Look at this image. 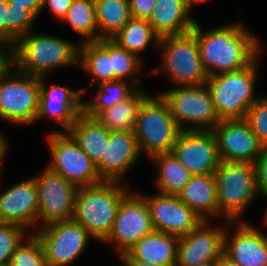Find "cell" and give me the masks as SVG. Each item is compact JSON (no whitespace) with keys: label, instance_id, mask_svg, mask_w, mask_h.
<instances>
[{"label":"cell","instance_id":"cell-1","mask_svg":"<svg viewBox=\"0 0 267 266\" xmlns=\"http://www.w3.org/2000/svg\"><path fill=\"white\" fill-rule=\"evenodd\" d=\"M234 22L202 32L199 23L191 30L199 45L200 56L209 76L234 72L249 66L262 52L259 39Z\"/></svg>","mask_w":267,"mask_h":266},{"label":"cell","instance_id":"cell-2","mask_svg":"<svg viewBox=\"0 0 267 266\" xmlns=\"http://www.w3.org/2000/svg\"><path fill=\"white\" fill-rule=\"evenodd\" d=\"M79 45L57 36L29 32L10 48L14 69L36 77L51 70L78 64Z\"/></svg>","mask_w":267,"mask_h":266},{"label":"cell","instance_id":"cell-3","mask_svg":"<svg viewBox=\"0 0 267 266\" xmlns=\"http://www.w3.org/2000/svg\"><path fill=\"white\" fill-rule=\"evenodd\" d=\"M129 192L121 182H106L81 187L75 196L73 220L82 225L93 239L109 236L122 198Z\"/></svg>","mask_w":267,"mask_h":266},{"label":"cell","instance_id":"cell-4","mask_svg":"<svg viewBox=\"0 0 267 266\" xmlns=\"http://www.w3.org/2000/svg\"><path fill=\"white\" fill-rule=\"evenodd\" d=\"M257 59L247 67L209 76L206 86L220 120L244 119L258 100L255 96Z\"/></svg>","mask_w":267,"mask_h":266},{"label":"cell","instance_id":"cell-5","mask_svg":"<svg viewBox=\"0 0 267 266\" xmlns=\"http://www.w3.org/2000/svg\"><path fill=\"white\" fill-rule=\"evenodd\" d=\"M214 176L219 215L225 221L240 222L241 215L259 194L255 165L249 162L220 161Z\"/></svg>","mask_w":267,"mask_h":266},{"label":"cell","instance_id":"cell-6","mask_svg":"<svg viewBox=\"0 0 267 266\" xmlns=\"http://www.w3.org/2000/svg\"><path fill=\"white\" fill-rule=\"evenodd\" d=\"M182 131L167 102L159 94H151L141 104L134 133L140 152L149 157L170 153Z\"/></svg>","mask_w":267,"mask_h":266},{"label":"cell","instance_id":"cell-7","mask_svg":"<svg viewBox=\"0 0 267 266\" xmlns=\"http://www.w3.org/2000/svg\"><path fill=\"white\" fill-rule=\"evenodd\" d=\"M162 66L154 69L166 73L177 86L206 85L209 77L205 71L196 35L190 31L181 35L160 38Z\"/></svg>","mask_w":267,"mask_h":266},{"label":"cell","instance_id":"cell-8","mask_svg":"<svg viewBox=\"0 0 267 266\" xmlns=\"http://www.w3.org/2000/svg\"><path fill=\"white\" fill-rule=\"evenodd\" d=\"M13 72L10 63L0 74V119L16 124H33L39 110V77L19 70Z\"/></svg>","mask_w":267,"mask_h":266},{"label":"cell","instance_id":"cell-9","mask_svg":"<svg viewBox=\"0 0 267 266\" xmlns=\"http://www.w3.org/2000/svg\"><path fill=\"white\" fill-rule=\"evenodd\" d=\"M160 95L169 105L173 118L182 130L212 131L220 122L206 85L177 86Z\"/></svg>","mask_w":267,"mask_h":266},{"label":"cell","instance_id":"cell-10","mask_svg":"<svg viewBox=\"0 0 267 266\" xmlns=\"http://www.w3.org/2000/svg\"><path fill=\"white\" fill-rule=\"evenodd\" d=\"M51 161L47 165L77 188L102 183L96 165L68 132L52 131L46 135Z\"/></svg>","mask_w":267,"mask_h":266},{"label":"cell","instance_id":"cell-11","mask_svg":"<svg viewBox=\"0 0 267 266\" xmlns=\"http://www.w3.org/2000/svg\"><path fill=\"white\" fill-rule=\"evenodd\" d=\"M154 230L145 197L142 193L129 191L122 198L112 230L103 242L113 244L119 257Z\"/></svg>","mask_w":267,"mask_h":266},{"label":"cell","instance_id":"cell-12","mask_svg":"<svg viewBox=\"0 0 267 266\" xmlns=\"http://www.w3.org/2000/svg\"><path fill=\"white\" fill-rule=\"evenodd\" d=\"M42 243L48 266H68L84 252L89 232L72 220L50 223L35 230Z\"/></svg>","mask_w":267,"mask_h":266},{"label":"cell","instance_id":"cell-13","mask_svg":"<svg viewBox=\"0 0 267 266\" xmlns=\"http://www.w3.org/2000/svg\"><path fill=\"white\" fill-rule=\"evenodd\" d=\"M41 227L73 219L77 187L49 167L35 175ZM40 221V222H39Z\"/></svg>","mask_w":267,"mask_h":266},{"label":"cell","instance_id":"cell-14","mask_svg":"<svg viewBox=\"0 0 267 266\" xmlns=\"http://www.w3.org/2000/svg\"><path fill=\"white\" fill-rule=\"evenodd\" d=\"M172 153L193 176L214 174L220 163L213 131L182 130Z\"/></svg>","mask_w":267,"mask_h":266},{"label":"cell","instance_id":"cell-15","mask_svg":"<svg viewBox=\"0 0 267 266\" xmlns=\"http://www.w3.org/2000/svg\"><path fill=\"white\" fill-rule=\"evenodd\" d=\"M212 131L220 161L254 164L264 148L244 119L220 120Z\"/></svg>","mask_w":267,"mask_h":266},{"label":"cell","instance_id":"cell-16","mask_svg":"<svg viewBox=\"0 0 267 266\" xmlns=\"http://www.w3.org/2000/svg\"><path fill=\"white\" fill-rule=\"evenodd\" d=\"M228 223L224 222V228H211L208 220H204L193 231L180 236L176 266H197L216 262L223 255L225 228Z\"/></svg>","mask_w":267,"mask_h":266},{"label":"cell","instance_id":"cell-17","mask_svg":"<svg viewBox=\"0 0 267 266\" xmlns=\"http://www.w3.org/2000/svg\"><path fill=\"white\" fill-rule=\"evenodd\" d=\"M142 195L145 197L156 231L180 237L190 233L204 221L181 201L178 195Z\"/></svg>","mask_w":267,"mask_h":266},{"label":"cell","instance_id":"cell-18","mask_svg":"<svg viewBox=\"0 0 267 266\" xmlns=\"http://www.w3.org/2000/svg\"><path fill=\"white\" fill-rule=\"evenodd\" d=\"M233 224L237 225L232 236L228 229ZM223 255L238 266H267V234L245 221L229 222Z\"/></svg>","mask_w":267,"mask_h":266},{"label":"cell","instance_id":"cell-19","mask_svg":"<svg viewBox=\"0 0 267 266\" xmlns=\"http://www.w3.org/2000/svg\"><path fill=\"white\" fill-rule=\"evenodd\" d=\"M45 76L39 77V110L37 120L53 117L67 132L78 116L83 113L82 94L87 89L72 90L69 86L51 85L47 87Z\"/></svg>","mask_w":267,"mask_h":266},{"label":"cell","instance_id":"cell-20","mask_svg":"<svg viewBox=\"0 0 267 266\" xmlns=\"http://www.w3.org/2000/svg\"><path fill=\"white\" fill-rule=\"evenodd\" d=\"M134 131H110L109 142L101 161L96 165L102 181L122 182L140 157Z\"/></svg>","mask_w":267,"mask_h":266},{"label":"cell","instance_id":"cell-21","mask_svg":"<svg viewBox=\"0 0 267 266\" xmlns=\"http://www.w3.org/2000/svg\"><path fill=\"white\" fill-rule=\"evenodd\" d=\"M39 205L34 178L0 193V223L16 224L30 230L38 227Z\"/></svg>","mask_w":267,"mask_h":266},{"label":"cell","instance_id":"cell-22","mask_svg":"<svg viewBox=\"0 0 267 266\" xmlns=\"http://www.w3.org/2000/svg\"><path fill=\"white\" fill-rule=\"evenodd\" d=\"M179 237L154 230L142 237L120 260H140L156 266H176Z\"/></svg>","mask_w":267,"mask_h":266},{"label":"cell","instance_id":"cell-23","mask_svg":"<svg viewBox=\"0 0 267 266\" xmlns=\"http://www.w3.org/2000/svg\"><path fill=\"white\" fill-rule=\"evenodd\" d=\"M190 10L184 0H156L148 23L160 38L185 34L197 21L188 15Z\"/></svg>","mask_w":267,"mask_h":266},{"label":"cell","instance_id":"cell-24","mask_svg":"<svg viewBox=\"0 0 267 266\" xmlns=\"http://www.w3.org/2000/svg\"><path fill=\"white\" fill-rule=\"evenodd\" d=\"M178 197L203 220L219 215L214 174L192 176Z\"/></svg>","mask_w":267,"mask_h":266},{"label":"cell","instance_id":"cell-25","mask_svg":"<svg viewBox=\"0 0 267 266\" xmlns=\"http://www.w3.org/2000/svg\"><path fill=\"white\" fill-rule=\"evenodd\" d=\"M67 132L95 165L101 161L109 142L110 131L95 117H89L83 112Z\"/></svg>","mask_w":267,"mask_h":266},{"label":"cell","instance_id":"cell-26","mask_svg":"<svg viewBox=\"0 0 267 266\" xmlns=\"http://www.w3.org/2000/svg\"><path fill=\"white\" fill-rule=\"evenodd\" d=\"M78 63L92 76L90 86L95 82L114 81V70L109 55V39L80 43Z\"/></svg>","mask_w":267,"mask_h":266},{"label":"cell","instance_id":"cell-27","mask_svg":"<svg viewBox=\"0 0 267 266\" xmlns=\"http://www.w3.org/2000/svg\"><path fill=\"white\" fill-rule=\"evenodd\" d=\"M149 94L138 88L129 98L99 112L95 118L109 131H134L139 108Z\"/></svg>","mask_w":267,"mask_h":266},{"label":"cell","instance_id":"cell-28","mask_svg":"<svg viewBox=\"0 0 267 266\" xmlns=\"http://www.w3.org/2000/svg\"><path fill=\"white\" fill-rule=\"evenodd\" d=\"M151 158L158 171L156 179L159 193L178 195L193 175L172 152L156 154Z\"/></svg>","mask_w":267,"mask_h":266},{"label":"cell","instance_id":"cell-29","mask_svg":"<svg viewBox=\"0 0 267 266\" xmlns=\"http://www.w3.org/2000/svg\"><path fill=\"white\" fill-rule=\"evenodd\" d=\"M98 40L111 39L132 18L129 0H94Z\"/></svg>","mask_w":267,"mask_h":266},{"label":"cell","instance_id":"cell-30","mask_svg":"<svg viewBox=\"0 0 267 266\" xmlns=\"http://www.w3.org/2000/svg\"><path fill=\"white\" fill-rule=\"evenodd\" d=\"M111 39L137 57H140L138 54L146 50L151 43L158 48L160 41L147 19L133 17Z\"/></svg>","mask_w":267,"mask_h":266},{"label":"cell","instance_id":"cell-31","mask_svg":"<svg viewBox=\"0 0 267 266\" xmlns=\"http://www.w3.org/2000/svg\"><path fill=\"white\" fill-rule=\"evenodd\" d=\"M137 89L134 84L126 85V80L101 82L95 97L83 102V112L89 117H95L102 110L129 98Z\"/></svg>","mask_w":267,"mask_h":266},{"label":"cell","instance_id":"cell-32","mask_svg":"<svg viewBox=\"0 0 267 266\" xmlns=\"http://www.w3.org/2000/svg\"><path fill=\"white\" fill-rule=\"evenodd\" d=\"M62 21L82 36L84 40L80 43L98 41L94 0H73Z\"/></svg>","mask_w":267,"mask_h":266},{"label":"cell","instance_id":"cell-33","mask_svg":"<svg viewBox=\"0 0 267 266\" xmlns=\"http://www.w3.org/2000/svg\"><path fill=\"white\" fill-rule=\"evenodd\" d=\"M109 55L111 57L112 69L114 70V81L127 80V78L129 80L131 78L128 82L140 88V83H138L140 79H137L136 76L141 70V59L123 49L112 39H109Z\"/></svg>","mask_w":267,"mask_h":266},{"label":"cell","instance_id":"cell-34","mask_svg":"<svg viewBox=\"0 0 267 266\" xmlns=\"http://www.w3.org/2000/svg\"><path fill=\"white\" fill-rule=\"evenodd\" d=\"M12 266H48L41 241L34 233L27 236L12 254Z\"/></svg>","mask_w":267,"mask_h":266},{"label":"cell","instance_id":"cell-35","mask_svg":"<svg viewBox=\"0 0 267 266\" xmlns=\"http://www.w3.org/2000/svg\"><path fill=\"white\" fill-rule=\"evenodd\" d=\"M37 18L26 8L9 4L7 19V48H11L22 36L32 31Z\"/></svg>","mask_w":267,"mask_h":266},{"label":"cell","instance_id":"cell-36","mask_svg":"<svg viewBox=\"0 0 267 266\" xmlns=\"http://www.w3.org/2000/svg\"><path fill=\"white\" fill-rule=\"evenodd\" d=\"M27 229L8 223H0V266L10 264L12 254L27 237Z\"/></svg>","mask_w":267,"mask_h":266},{"label":"cell","instance_id":"cell-37","mask_svg":"<svg viewBox=\"0 0 267 266\" xmlns=\"http://www.w3.org/2000/svg\"><path fill=\"white\" fill-rule=\"evenodd\" d=\"M244 120L258 140L267 146V95L258 98L249 108Z\"/></svg>","mask_w":267,"mask_h":266},{"label":"cell","instance_id":"cell-38","mask_svg":"<svg viewBox=\"0 0 267 266\" xmlns=\"http://www.w3.org/2000/svg\"><path fill=\"white\" fill-rule=\"evenodd\" d=\"M254 165L258 191L260 194L267 193V146H264L260 157Z\"/></svg>","mask_w":267,"mask_h":266},{"label":"cell","instance_id":"cell-39","mask_svg":"<svg viewBox=\"0 0 267 266\" xmlns=\"http://www.w3.org/2000/svg\"><path fill=\"white\" fill-rule=\"evenodd\" d=\"M156 0H129L130 13L133 18L149 19Z\"/></svg>","mask_w":267,"mask_h":266},{"label":"cell","instance_id":"cell-40","mask_svg":"<svg viewBox=\"0 0 267 266\" xmlns=\"http://www.w3.org/2000/svg\"><path fill=\"white\" fill-rule=\"evenodd\" d=\"M73 0H43L42 9L45 7L61 21L66 16Z\"/></svg>","mask_w":267,"mask_h":266},{"label":"cell","instance_id":"cell-41","mask_svg":"<svg viewBox=\"0 0 267 266\" xmlns=\"http://www.w3.org/2000/svg\"><path fill=\"white\" fill-rule=\"evenodd\" d=\"M7 0H0V45L7 47V19H8Z\"/></svg>","mask_w":267,"mask_h":266},{"label":"cell","instance_id":"cell-42","mask_svg":"<svg viewBox=\"0 0 267 266\" xmlns=\"http://www.w3.org/2000/svg\"><path fill=\"white\" fill-rule=\"evenodd\" d=\"M7 2L15 7L26 8L36 18L39 17L40 12L42 11L43 0H7Z\"/></svg>","mask_w":267,"mask_h":266},{"label":"cell","instance_id":"cell-43","mask_svg":"<svg viewBox=\"0 0 267 266\" xmlns=\"http://www.w3.org/2000/svg\"><path fill=\"white\" fill-rule=\"evenodd\" d=\"M5 48V50H4ZM10 64V49L0 45V74Z\"/></svg>","mask_w":267,"mask_h":266},{"label":"cell","instance_id":"cell-44","mask_svg":"<svg viewBox=\"0 0 267 266\" xmlns=\"http://www.w3.org/2000/svg\"><path fill=\"white\" fill-rule=\"evenodd\" d=\"M7 148H8V143L5 137H3V134L0 133V163H3L4 157L8 150Z\"/></svg>","mask_w":267,"mask_h":266},{"label":"cell","instance_id":"cell-45","mask_svg":"<svg viewBox=\"0 0 267 266\" xmlns=\"http://www.w3.org/2000/svg\"><path fill=\"white\" fill-rule=\"evenodd\" d=\"M123 266H156L151 263H146L140 260H120Z\"/></svg>","mask_w":267,"mask_h":266},{"label":"cell","instance_id":"cell-46","mask_svg":"<svg viewBox=\"0 0 267 266\" xmlns=\"http://www.w3.org/2000/svg\"><path fill=\"white\" fill-rule=\"evenodd\" d=\"M216 266H238L236 263L229 260L226 256L222 255L217 261Z\"/></svg>","mask_w":267,"mask_h":266},{"label":"cell","instance_id":"cell-47","mask_svg":"<svg viewBox=\"0 0 267 266\" xmlns=\"http://www.w3.org/2000/svg\"><path fill=\"white\" fill-rule=\"evenodd\" d=\"M191 8L193 7V5L195 3H202V2H206V1H209V0H184Z\"/></svg>","mask_w":267,"mask_h":266},{"label":"cell","instance_id":"cell-48","mask_svg":"<svg viewBox=\"0 0 267 266\" xmlns=\"http://www.w3.org/2000/svg\"><path fill=\"white\" fill-rule=\"evenodd\" d=\"M260 195H263V197H265L267 199V193H264V194H260ZM266 213L264 214V220H263V225H267V208H266Z\"/></svg>","mask_w":267,"mask_h":266},{"label":"cell","instance_id":"cell-49","mask_svg":"<svg viewBox=\"0 0 267 266\" xmlns=\"http://www.w3.org/2000/svg\"><path fill=\"white\" fill-rule=\"evenodd\" d=\"M197 266H216V262H210V263H204V264H199Z\"/></svg>","mask_w":267,"mask_h":266}]
</instances>
